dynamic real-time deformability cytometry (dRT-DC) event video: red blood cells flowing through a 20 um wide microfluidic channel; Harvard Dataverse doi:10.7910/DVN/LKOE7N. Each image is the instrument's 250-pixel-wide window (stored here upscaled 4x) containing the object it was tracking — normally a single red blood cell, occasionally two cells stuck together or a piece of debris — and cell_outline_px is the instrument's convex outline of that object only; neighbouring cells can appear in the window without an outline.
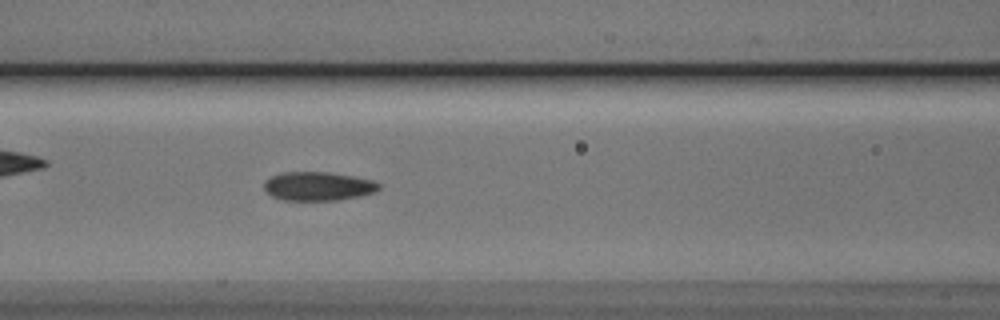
{"species": "Egyptian fruit bat (a non-hibernating species)", "species_latin": "Rousettus aegyptiacus", "temperature_condition": "cold", "stored_images_in_passage": 29, "camera_frame_rate_fps": 3000, "um_per_image_px": 0.085, "animal": {"sex": "male"}, "frame": {"image": 1, "passage_image": 13, "time_ms": 4.0, "image_size_px": [1000, 320], "cell_outline_px": [[380, 188], [372, 192], [360, 196], [340, 200], [284, 200], [272, 196], [264, 192], [264, 180], [280, 172], [328, 172], [352, 176], [372, 180], [380, 184]], "centroid_in_image_um": [26.99, 15.83], "position_along_channel_um": 139.6, "area_um2": 19.31}}
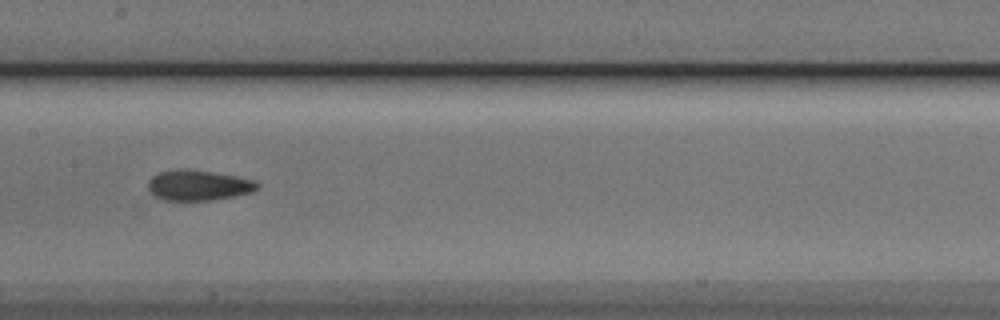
{"frame": {"image": 2, "passage_image": 17, "time_ms": 5.333, "image_size_px": [1000, 320], "cell_outline_px": [[260, 188], [252, 192], [236, 196], [212, 200], [164, 200], [156, 196], [148, 188], [148, 180], [152, 176], [160, 172], [180, 168], [188, 168], [212, 172], [256, 180], [260, 184]], "centroid_in_image_um": [16.9, 15.74], "position_along_channel_um": 190.5, "area_um2": 19.48}}